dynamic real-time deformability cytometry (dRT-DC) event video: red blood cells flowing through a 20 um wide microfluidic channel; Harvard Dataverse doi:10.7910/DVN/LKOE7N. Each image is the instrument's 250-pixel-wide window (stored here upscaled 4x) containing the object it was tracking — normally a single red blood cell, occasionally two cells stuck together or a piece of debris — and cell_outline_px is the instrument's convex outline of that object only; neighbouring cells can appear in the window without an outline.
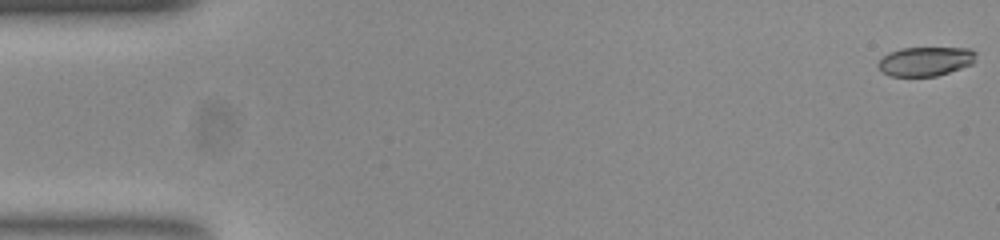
{"species": "common noctule bat (a hibernating species)", "species_latin": "Nyctalus noctula", "temperature_condition": "room temperature", "stored_images_in_passage": 53, "camera_frame_rate_fps": 3000, "um_per_image_px": 0.085, "animal": {"sex": "female", "body_mass_g": 23.0, "forearm_length_mm": 53.4}, "frame": {"image": 1, "passage_image": 1, "time_ms": 0.0, "image_size_px": [1000, 240], "cell_outline_px": [[976, 60], [972, 64], [936, 76], [892, 76], [880, 72], [876, 64], [888, 52], [900, 48], [968, 48], [976, 52]], "centroid_in_image_um": [78.64, 5.21], "position_along_channel_um": 6.4, "area_um2": 16.7}}
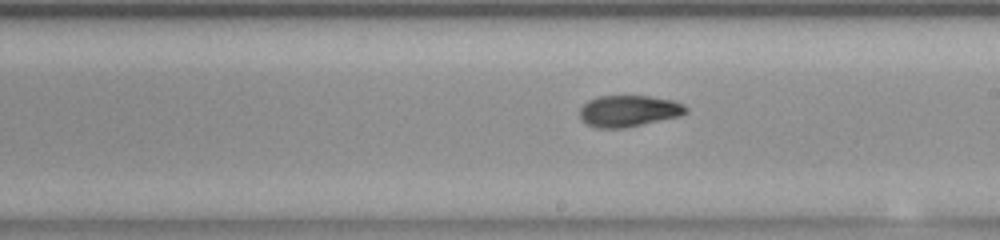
{"frame": {"image": 2, "passage_image": 30, "time_ms": 9.667, "image_size_px": [1000, 240], "cell_outline_px": [[688, 112], [680, 116], [624, 128], [596, 128], [588, 124], [580, 116], [580, 108], [588, 100], [596, 96], [648, 96], [672, 100], [684, 104], [688, 108]], "centroid_in_image_um": [53.46, 9.43], "position_along_channel_um": 235.5, "area_um2": 19.42}}
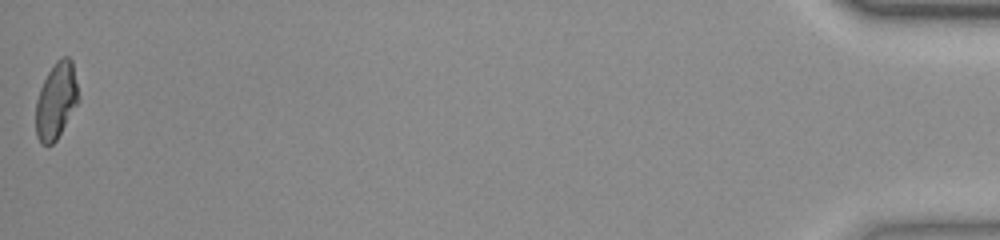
{"frame": {"image": 3, "passage_image": 53, "time_ms": 17.333, "image_size_px": [1000, 240], "cell_outline_px": [[76, 104], [56, 140], [52, 144], [40, 144], [36, 136], [36, 100], [40, 88], [48, 72], [56, 60], [60, 56], [68, 56], [72, 60], [76, 84]], "centroid_in_image_um": [4.72, 8.55], "position_along_channel_um": 430.5, "area_um2": 18.44}, "authors_computed_cell_mechanics": {"area_um2": 19.2474, "velocity_mm_per_s": 3.8806, "shape_relaxation_time_tau1_ms": null, "shape_relaxation_time_tau2_ms": 2.2257, "deformation_change_tau1": null, "deformation_change_tau2": 0.0688}}